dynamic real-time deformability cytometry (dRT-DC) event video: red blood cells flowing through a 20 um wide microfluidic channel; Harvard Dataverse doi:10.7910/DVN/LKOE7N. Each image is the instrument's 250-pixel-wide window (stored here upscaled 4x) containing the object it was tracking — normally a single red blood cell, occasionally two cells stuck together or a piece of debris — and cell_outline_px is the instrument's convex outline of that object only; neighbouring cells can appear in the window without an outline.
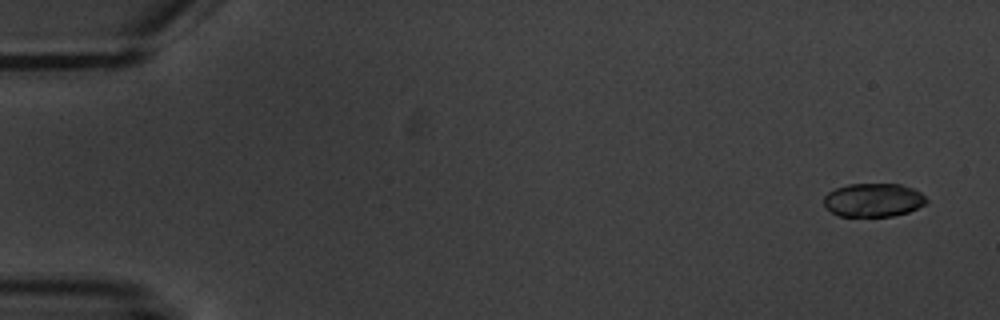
{"species": "common noctule bat (a hibernating species)", "species_latin": "Nyctalus noctula", "temperature_condition": "warm", "stored_images_in_passage": 5, "camera_frame_rate_fps": 3000, "um_per_image_px": 0.085, "animal": {"sex": "male", "body_mass_g": 20.1, "forearm_length_mm": 53.5}, "frame": {"image": 1, "passage_image": 1, "time_ms": 0.0, "image_size_px": [1000, 320], "cell_outline_px": [[928, 204], [908, 212], [892, 216], [840, 216], [832, 212], [824, 204], [824, 196], [828, 192], [836, 188], [848, 184], [900, 184], [912, 188], [920, 192], [928, 200]], "centroid_in_image_um": [74.26, 17.0], "position_along_channel_um": 10.7, "area_um2": 20.06}}
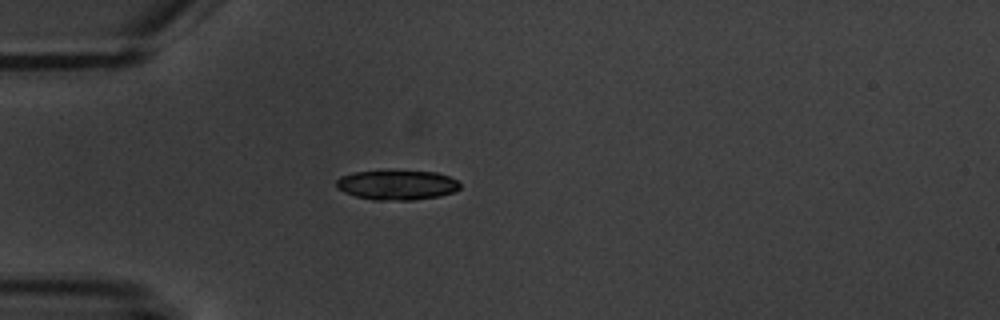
{"frame": {"image": 2, "passage_image": 5, "time_ms": 4.667, "image_size_px": [1000, 320], "cell_outline_px": [[460, 188], [452, 192], [440, 196], [412, 200], [372, 200], [356, 196], [344, 192], [336, 188], [336, 180], [340, 176], [352, 172], [388, 168], [436, 172], [448, 176], [456, 180], [460, 184]], "centroid_in_image_um": [33.69, 15.67], "position_along_channel_um": 51.3, "area_um2": 22.31}}